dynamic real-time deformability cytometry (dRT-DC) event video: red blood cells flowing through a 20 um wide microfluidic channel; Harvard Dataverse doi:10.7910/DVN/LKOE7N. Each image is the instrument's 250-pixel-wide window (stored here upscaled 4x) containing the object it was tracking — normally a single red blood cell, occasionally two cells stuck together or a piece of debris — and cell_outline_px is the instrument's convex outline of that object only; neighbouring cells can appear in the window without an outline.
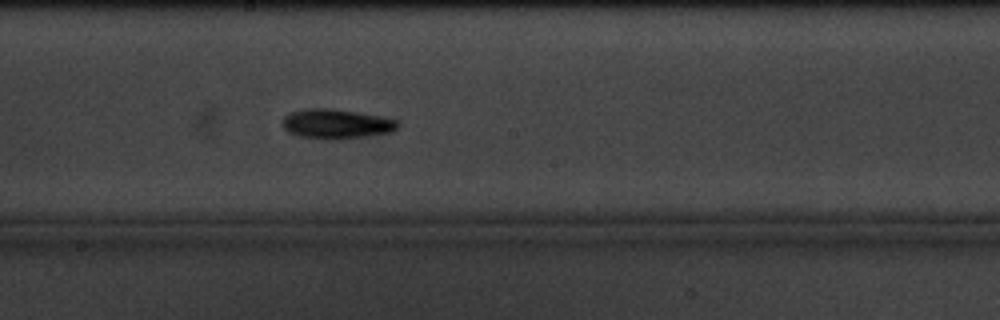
{"species": "common noctule bat (a hibernating species)", "species_latin": "Nyctalus noctula", "temperature_condition": "cold", "stored_images_in_passage": 10, "camera_frame_rate_fps": 3000, "um_per_image_px": 0.085, "animal": {"sex": "male", "body_mass_g": 20.1, "forearm_length_mm": 53.5}, "frame": {"image": 1, "passage_image": 9, "time_ms": 10.333, "image_size_px": [1000, 320], "cell_outline_px": [[400, 124], [392, 132], [368, 136], [340, 140], [324, 140], [296, 136], [288, 132], [284, 128], [284, 116], [292, 112], [304, 108], [332, 108], [380, 116], [396, 120]], "centroid_in_image_um": [28.58, 10.55], "position_along_channel_um": 219.6, "area_um2": 20.17}}